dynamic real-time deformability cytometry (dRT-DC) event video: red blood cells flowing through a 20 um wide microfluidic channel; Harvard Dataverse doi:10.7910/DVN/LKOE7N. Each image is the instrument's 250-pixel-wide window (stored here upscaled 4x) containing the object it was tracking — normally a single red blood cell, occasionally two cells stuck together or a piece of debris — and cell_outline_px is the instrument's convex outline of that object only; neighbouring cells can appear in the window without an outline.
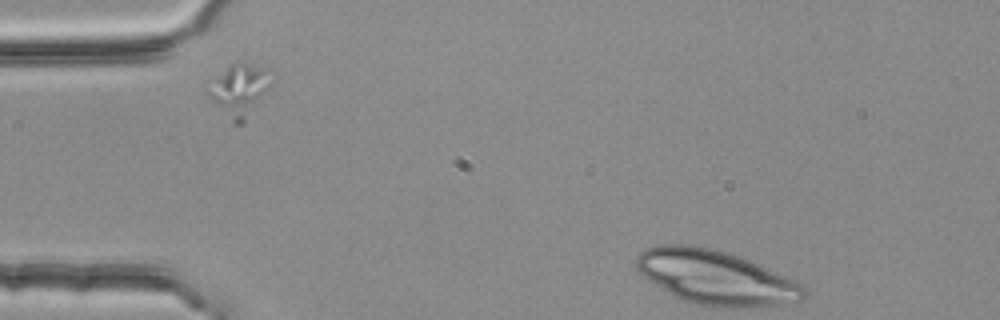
{"species": "common noctule bat (a hibernating species)", "species_latin": "Nyctalus noctula", "temperature_condition": "room temperature", "stored_images_in_passage": 13, "camera_frame_rate_fps": 3000, "um_per_image_px": 0.085, "animal": {"sex": "female", "body_mass_g": 25.1}, "frame": {"image": 1, "passage_image": 3, "time_ms": 0.667, "image_size_px": [1000, 320], "cell_outline_px": [[268, 88], [244, 120], [240, 124], [236, 124], [204, 92], [204, 88], [236, 60], [268, 68]], "centroid_in_image_um": [20.28, 7.59], "position_along_channel_um": 64.7, "area_um2": 18.21}}
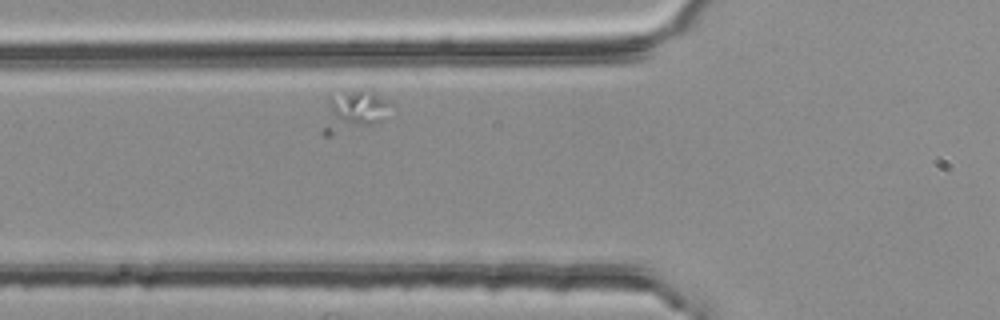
{"frame": {"image": 2, "passage_image": 6, "time_ms": 1.667, "image_size_px": [1000, 320], "cell_outline_px": [[396, 104], [380, 120], [372, 124], [332, 136], [324, 136], [320, 132], [328, 96], [344, 88], [372, 88]], "centroid_in_image_um": [30.06, 9.36], "position_along_channel_um": 95.7, "area_um2": 17.63}}